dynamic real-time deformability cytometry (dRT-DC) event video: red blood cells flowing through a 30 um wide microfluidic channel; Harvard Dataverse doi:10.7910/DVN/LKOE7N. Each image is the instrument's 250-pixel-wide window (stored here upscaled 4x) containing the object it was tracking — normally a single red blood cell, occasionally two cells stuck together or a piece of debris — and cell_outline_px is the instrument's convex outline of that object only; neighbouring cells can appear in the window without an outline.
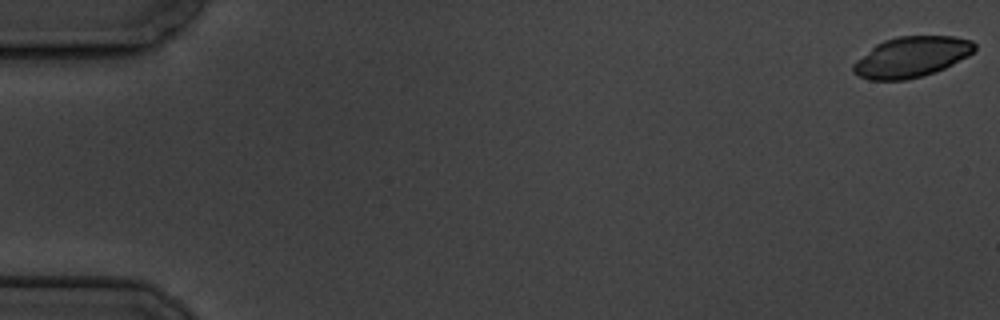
{"species": "common noctule bat (a hibernating species)", "species_latin": "Nyctalus noctula", "temperature_condition": "cold", "stored_images_in_passage": 6, "camera_frame_rate_fps": 3000, "um_per_image_px": 0.085, "animal": {"sex": "male", "body_mass_g": 19.5, "forearm_length_mm": 54.6}, "frame": {"image": 1, "passage_image": 1, "time_ms": 0.0, "image_size_px": [1000, 320], "cell_outline_px": [[976, 48], [968, 56], [944, 68], [920, 76], [904, 80], [868, 80], [852, 72], [852, 64], [856, 60], [876, 44], [884, 40], [896, 36], [956, 36], [972, 40], [976, 44]], "centroid_in_image_um": [77.46, 4.83], "position_along_channel_um": 7.5, "area_um2": 28.61}}